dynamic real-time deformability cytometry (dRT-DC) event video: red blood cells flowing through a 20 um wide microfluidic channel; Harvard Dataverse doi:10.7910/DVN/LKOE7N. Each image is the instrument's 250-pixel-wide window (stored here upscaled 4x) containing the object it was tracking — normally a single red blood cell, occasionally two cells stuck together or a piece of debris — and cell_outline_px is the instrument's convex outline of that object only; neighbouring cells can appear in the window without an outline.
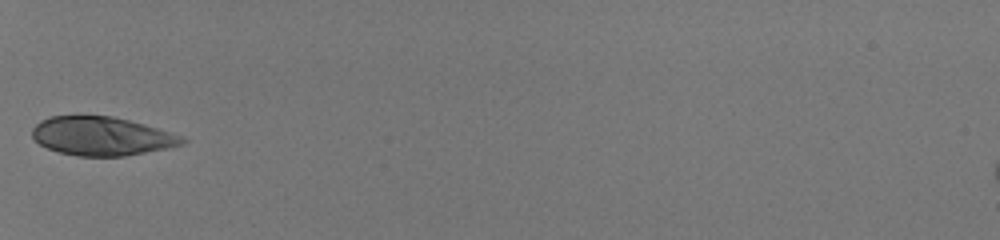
{"species": "human", "species_latin": "Homo sapiens", "temperature_condition": "room temperature", "stored_images_in_passage": 8, "camera_frame_rate_fps": 3000, "um_per_image_px": 0.085, "donor": {"sex": "male"}, "frame": {"image": 1, "passage_image": 1, "time_ms": 0.0, "image_size_px": [1000, 240], "cell_outline_px": [[188, 140], [184, 144], [168, 148], [124, 156], [76, 156], [60, 152], [48, 148], [40, 144], [32, 136], [32, 128], [40, 120], [48, 116], [112, 116], [144, 124], [184, 136]], "centroid_in_image_um": [8.66, 11.57], "position_along_channel_um": 76.3, "area_um2": 33.81}}
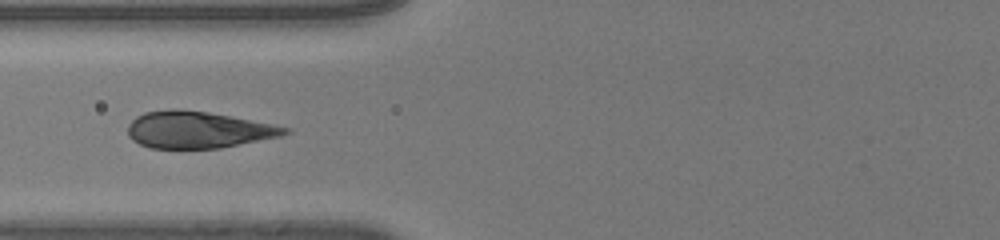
{"frame": {"image": 2, "passage_image": 4, "time_ms": 1.0, "image_size_px": [1000, 240], "cell_outline_px": [[292, 132], [280, 136], [220, 148], [148, 148], [132, 140], [128, 136], [128, 124], [136, 116], [144, 112], [172, 108], [176, 108], [208, 112], [272, 124], [292, 128]], "centroid_in_image_um": [16.8, 11.02], "position_along_channel_um": 109.0, "area_um2": 33.7}}
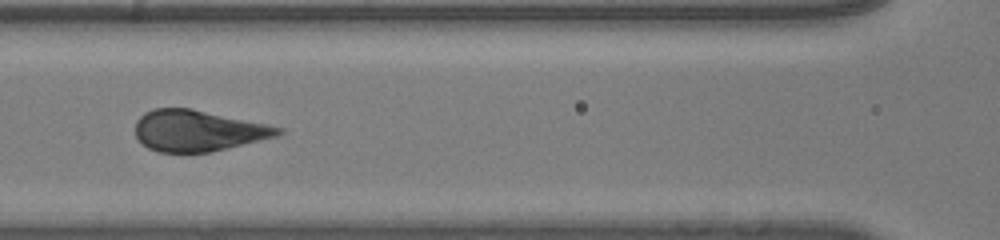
{"frame": {"image": 3, "passage_image": 7, "time_ms": 2.0, "image_size_px": [1000, 240], "cell_outline_px": [[284, 132], [280, 136], [208, 152], [160, 152], [148, 148], [136, 136], [136, 120], [144, 112], [152, 108], [192, 108], [268, 124], [284, 128]], "centroid_in_image_um": [16.86, 11.09], "position_along_channel_um": 149.7, "area_um2": 34.28}}